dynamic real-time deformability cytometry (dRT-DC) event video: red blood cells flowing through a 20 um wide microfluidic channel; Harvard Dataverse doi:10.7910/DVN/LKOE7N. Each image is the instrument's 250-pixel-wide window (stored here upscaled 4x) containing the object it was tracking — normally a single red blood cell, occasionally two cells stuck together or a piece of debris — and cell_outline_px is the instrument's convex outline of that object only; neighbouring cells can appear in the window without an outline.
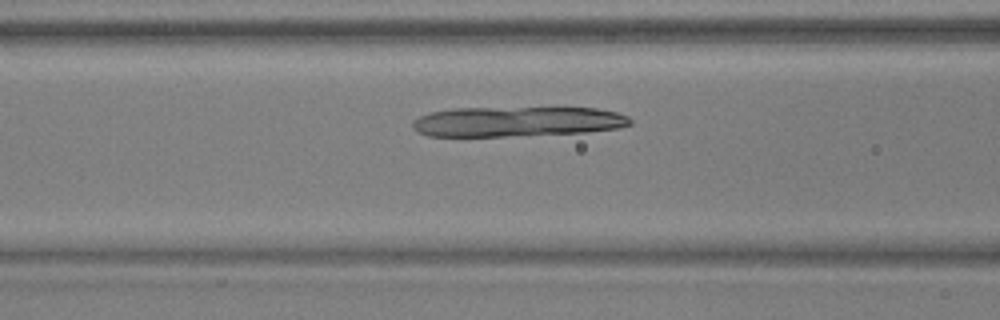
{"species": "common noctule bat (a hibernating species)", "species_latin": "Nyctalus noctula", "temperature_condition": "warm", "stored_images_in_passage": 44, "camera_frame_rate_fps": 3000, "um_per_image_px": 0.085, "animal": {"sex": "male", "body_mass_g": 17.9, "forearm_length_mm": 54.2}, "frame": {"image": 1, "passage_image": 13, "time_ms": 4.0, "image_size_px": [1000, 320], "cell_outline_px": [[632, 124], [620, 128], [584, 132], [504, 136], [428, 136], [412, 128], [412, 120], [420, 116], [432, 112], [456, 108], [596, 108], [616, 112], [628, 116], [632, 120]], "centroid_in_image_um": [43.97, 10.33], "position_along_channel_um": 122.6, "area_um2": 37.92}}